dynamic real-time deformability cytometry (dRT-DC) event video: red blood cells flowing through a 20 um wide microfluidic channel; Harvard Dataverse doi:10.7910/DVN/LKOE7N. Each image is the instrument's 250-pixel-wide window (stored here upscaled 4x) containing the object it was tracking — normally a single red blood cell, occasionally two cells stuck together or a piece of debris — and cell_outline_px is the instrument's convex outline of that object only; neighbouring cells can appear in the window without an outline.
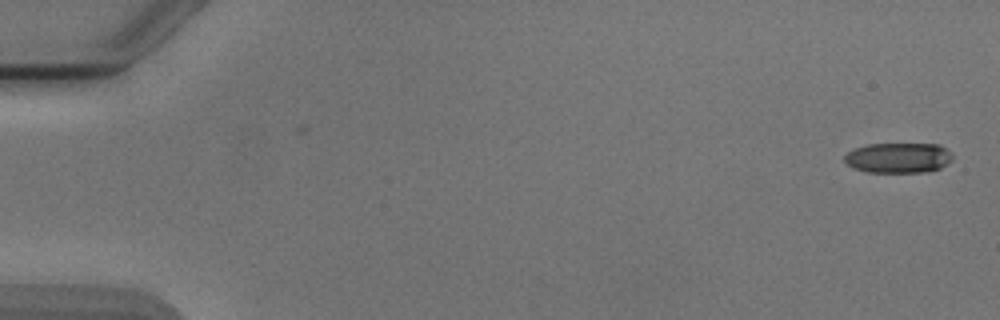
{"species": "Egyptian fruit bat (a non-hibernating species)", "species_latin": "Rousettus aegyptiacus", "temperature_condition": "cold", "stored_images_in_passage": 2, "camera_frame_rate_fps": 3000, "um_per_image_px": 0.085, "animal": {"sex": "male"}, "frame": {"image": 1, "passage_image": 2, "time_ms": 1.0, "image_size_px": [1000, 320], "cell_outline_px": [[952, 160], [948, 164], [940, 168], [928, 172], [868, 172], [852, 168], [844, 160], [844, 156], [848, 152], [856, 148], [868, 144], [940, 144], [952, 152]], "centroid_in_image_um": [76.4, 13.41], "position_along_channel_um": 8.6, "area_um2": 19.19}}